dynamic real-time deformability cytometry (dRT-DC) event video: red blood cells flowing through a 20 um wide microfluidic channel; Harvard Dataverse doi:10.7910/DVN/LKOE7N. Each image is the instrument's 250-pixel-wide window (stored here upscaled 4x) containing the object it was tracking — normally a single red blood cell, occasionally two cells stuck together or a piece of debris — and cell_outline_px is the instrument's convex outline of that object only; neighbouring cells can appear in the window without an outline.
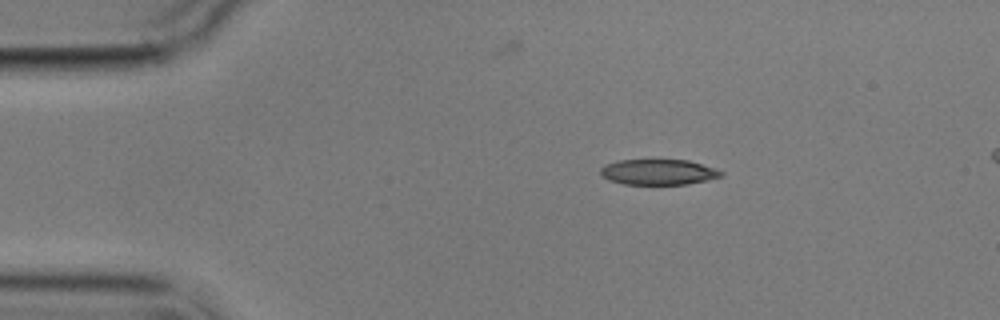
{"species": "common noctule bat (a hibernating species)", "species_latin": "Nyctalus noctula", "temperature_condition": "cold", "stored_images_in_passage": 4, "camera_frame_rate_fps": 3000, "um_per_image_px": 0.085, "animal": {"sex": "male", "body_mass_g": 17.9}, "frame": {"image": 1, "passage_image": 1, "time_ms": 0.0, "image_size_px": [1000, 320], "cell_outline_px": [[724, 176], [708, 180], [688, 184], [624, 184], [608, 180], [600, 176], [600, 168], [604, 164], [620, 160], [688, 160], [716, 168], [724, 172]], "centroid_in_image_um": [55.97, 14.62], "position_along_channel_um": 29.0, "area_um2": 18.15}}
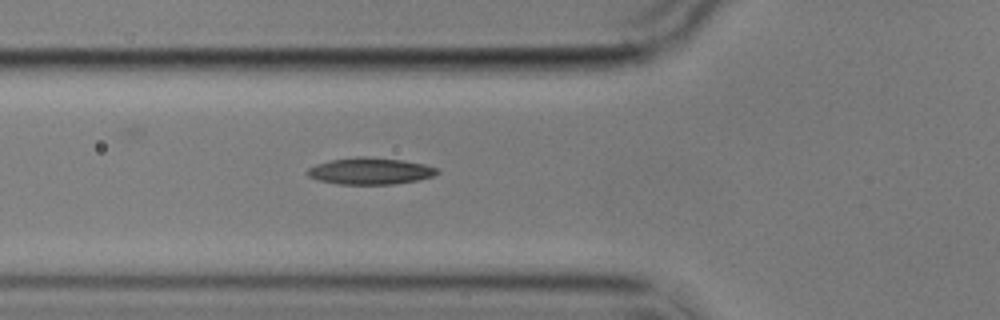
{"frame": {"image": 2, "passage_image": 4, "time_ms": 3.333, "image_size_px": [1000, 320], "cell_outline_px": [[440, 172], [432, 176], [420, 180], [392, 184], [336, 184], [320, 180], [308, 176], [304, 172], [308, 168], [316, 164], [332, 160], [356, 156], [364, 156], [404, 160], [424, 164], [440, 168]], "centroid_in_image_um": [31.48, 14.53], "position_along_channel_um": 94.3, "area_um2": 20.35}}